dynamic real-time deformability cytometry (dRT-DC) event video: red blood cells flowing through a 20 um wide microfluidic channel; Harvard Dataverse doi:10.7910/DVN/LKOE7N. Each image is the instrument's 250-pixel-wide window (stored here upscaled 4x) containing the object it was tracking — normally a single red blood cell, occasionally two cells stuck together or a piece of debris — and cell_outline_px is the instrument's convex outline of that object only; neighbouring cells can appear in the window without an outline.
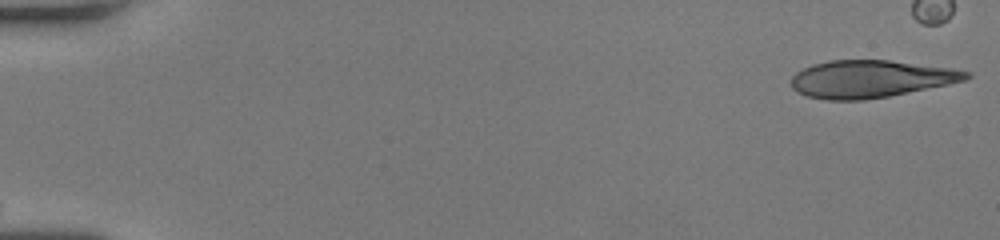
{"species": "human", "species_latin": "Homo sapiens", "temperature_condition": "room temperature", "stored_images_in_passage": 52, "camera_frame_rate_fps": 3000, "um_per_image_px": 0.085, "donor": {"sex": "female"}, "frame": {"image": 1, "passage_image": 1, "time_ms": 0.0, "image_size_px": [1000, 240], "cell_outline_px": [[972, 76], [964, 80], [948, 84], [888, 96], [864, 100], [828, 100], [808, 96], [796, 92], [792, 88], [792, 76], [796, 72], [812, 64], [828, 60], [888, 60], [952, 68], [972, 72]], "centroid_in_image_um": [73.98, 6.7], "position_along_channel_um": 11.0, "area_um2": 38.03}}
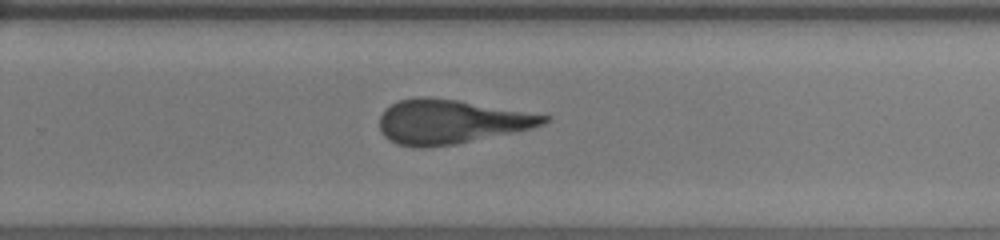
{"frame": {"image": 2, "passage_image": 35, "time_ms": 11.333, "image_size_px": [1000, 240], "cell_outline_px": [[552, 116], [544, 124], [532, 128], [456, 144], [424, 148], [416, 148], [396, 144], [388, 140], [384, 136], [380, 128], [380, 116], [384, 108], [400, 100], [420, 96], [424, 96], [456, 100]], "centroid_in_image_um": [38.27, 10.35], "position_along_channel_um": 291.5, "area_um2": 42.19}}
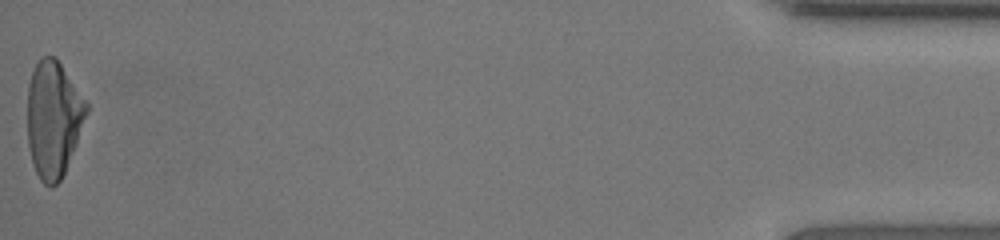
{"frame": {"image": 3, "passage_image": 52, "time_ms": 17.0, "image_size_px": [1000, 240], "cell_outline_px": [[88, 112], [76, 144], [64, 172], [60, 180], [52, 188], [44, 184], [40, 180], [32, 164], [28, 144], [28, 84], [32, 72], [40, 56], [52, 56], [60, 64], [88, 104]], "centroid_in_image_um": [4.52, 10.14], "position_along_channel_um": 430.7, "area_um2": 39.65}, "authors_computed_cell_mechanics": {"area_um2": 42.0495, "velocity_mm_per_s": 3.9815, "shape_relaxation_time_tau1_ms": 4.4322, "shape_relaxation_time_tau2_ms": 1.7606, "deformation_change_tau1": 0.185, "deformation_change_tau2": 0.1175}}